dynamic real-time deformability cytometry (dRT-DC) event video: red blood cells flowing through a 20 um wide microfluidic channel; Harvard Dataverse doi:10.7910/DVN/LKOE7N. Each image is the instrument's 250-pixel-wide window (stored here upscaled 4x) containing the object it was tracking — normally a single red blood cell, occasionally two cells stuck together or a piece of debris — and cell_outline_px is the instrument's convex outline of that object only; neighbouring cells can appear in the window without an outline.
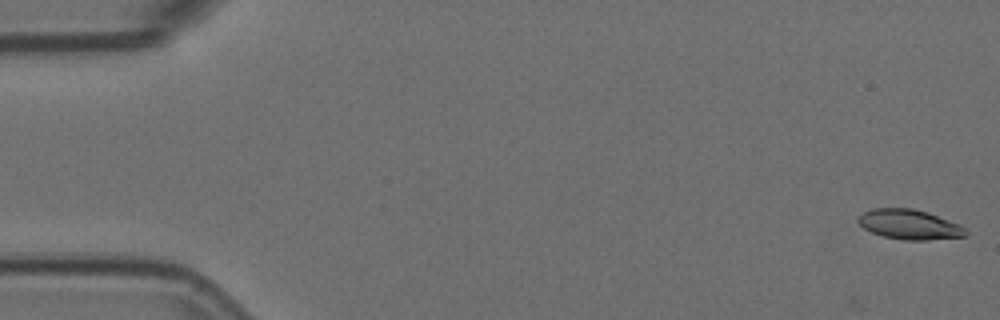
{"species": "Egyptian fruit bat (a non-hibernating species)", "species_latin": "Rousettus aegyptiacus", "temperature_condition": "room temperature", "stored_images_in_passage": 6, "camera_frame_rate_fps": 3000, "um_per_image_px": 0.085, "animal": {"sex": "female"}, "frame": {"image": 1, "passage_image": 1, "time_ms": 0.0, "image_size_px": [1000, 320], "cell_outline_px": [[968, 236], [928, 240], [904, 240], [884, 236], [872, 232], [864, 228], [856, 220], [864, 212], [872, 208], [912, 208], [928, 212], [960, 224], [968, 232]], "centroid_in_image_um": [77.33, 19.08], "position_along_channel_um": 7.7, "area_um2": 18.73}}
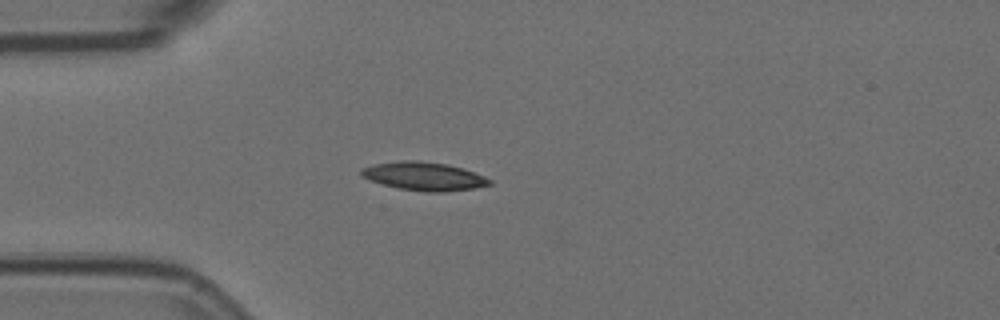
{"frame": {"image": 2, "passage_image": 5, "time_ms": 1.333, "image_size_px": [1000, 320], "cell_outline_px": [[492, 184], [472, 188], [444, 192], [428, 192], [400, 188], [368, 180], [360, 176], [360, 168], [372, 164], [400, 160], [416, 160], [444, 164], [460, 168], [484, 176], [492, 180]], "centroid_in_image_um": [35.97, 14.97], "position_along_channel_um": 49.0, "area_um2": 21.04}}